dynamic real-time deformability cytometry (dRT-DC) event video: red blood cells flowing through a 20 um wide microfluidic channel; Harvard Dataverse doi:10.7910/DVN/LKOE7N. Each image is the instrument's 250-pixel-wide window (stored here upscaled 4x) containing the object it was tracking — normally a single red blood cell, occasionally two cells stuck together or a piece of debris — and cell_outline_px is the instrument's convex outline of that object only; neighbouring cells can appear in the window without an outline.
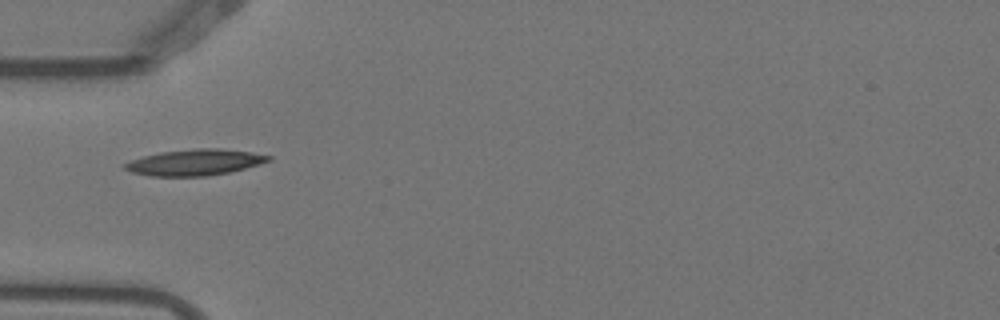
{"species": "Egyptian fruit bat (a non-hibernating species)", "species_latin": "Rousettus aegyptiacus", "temperature_condition": "warm", "stored_images_in_passage": 6, "camera_frame_rate_fps": 3000, "um_per_image_px": 0.085, "animal": {"sex": "female"}, "frame": {"image": 1, "passage_image": 3, "time_ms": 0.667, "image_size_px": [1000, 320], "cell_outline_px": [[272, 160], [244, 168], [228, 172], [208, 176], [152, 176], [132, 172], [124, 168], [124, 164], [132, 160], [144, 156], [160, 152], [196, 148], [220, 148], [252, 152], [272, 156]], "centroid_in_image_um": [16.58, 13.79], "position_along_channel_um": 68.4, "area_um2": 21.68}}
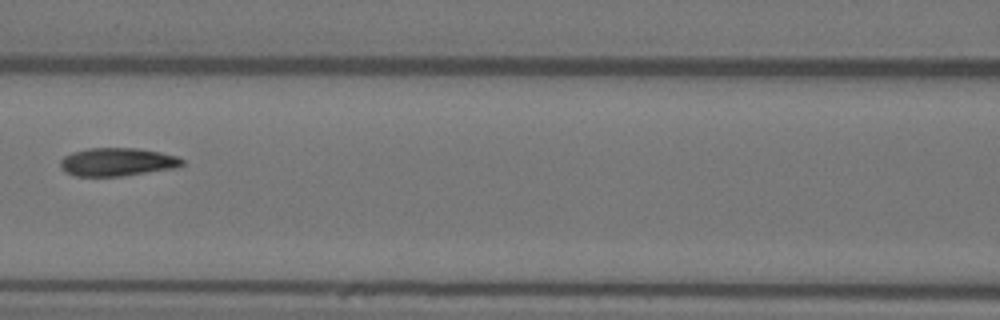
{"frame": {"image": 2, "passage_image": 5, "time_ms": 1.333, "image_size_px": [1000, 320], "cell_outline_px": [[184, 164], [172, 168], [120, 176], [76, 176], [64, 172], [60, 168], [60, 160], [64, 156], [72, 152], [88, 148], [140, 148], [160, 152], [176, 156], [184, 160]], "centroid_in_image_um": [9.91, 13.76], "position_along_channel_um": 156.7, "area_um2": 19.94}}
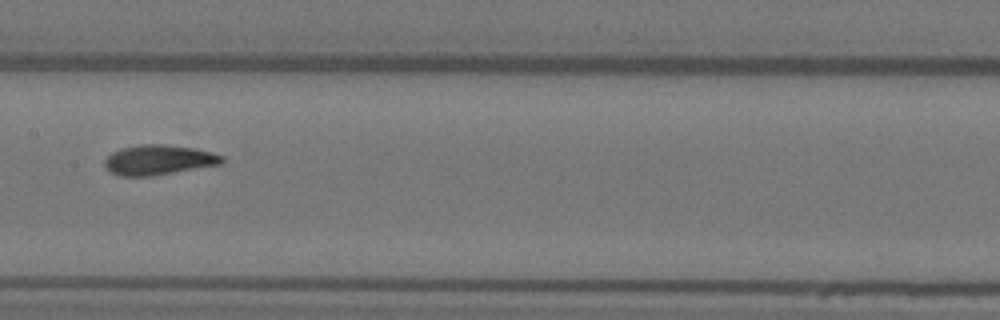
{"frame": {"image": 3, "passage_image": 6, "time_ms": 1.667, "image_size_px": [1000, 320], "cell_outline_px": [[224, 164], [152, 176], [120, 176], [112, 172], [104, 164], [104, 160], [112, 152], [120, 148], [140, 144], [164, 144], [196, 148], [212, 152], [224, 156]], "centroid_in_image_um": [13.53, 13.58], "position_along_channel_um": 193.9, "area_um2": 20.69}}